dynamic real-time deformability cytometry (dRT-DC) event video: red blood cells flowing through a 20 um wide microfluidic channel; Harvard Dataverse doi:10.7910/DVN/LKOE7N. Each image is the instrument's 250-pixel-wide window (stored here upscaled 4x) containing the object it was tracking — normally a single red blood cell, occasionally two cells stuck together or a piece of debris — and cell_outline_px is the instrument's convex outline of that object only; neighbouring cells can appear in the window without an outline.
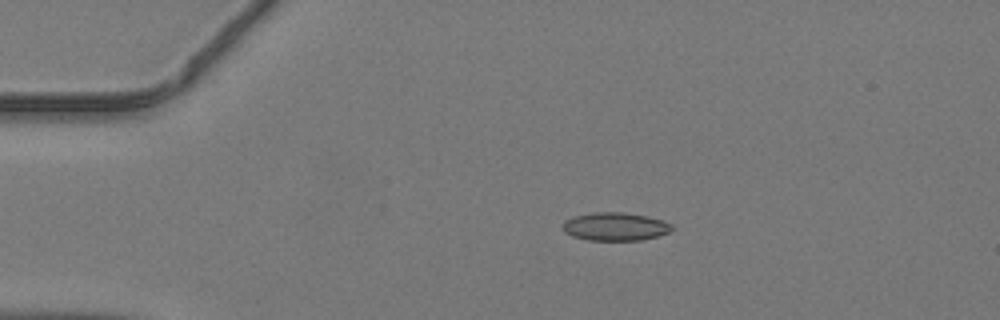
{"species": "common noctule bat (a hibernating species)", "species_latin": "Nyctalus noctula", "temperature_condition": "warm", "stored_images_in_passage": 38, "camera_frame_rate_fps": 3000, "um_per_image_px": 0.085, "animal": {"sex": "male", "body_mass_g": 19.2, "forearm_length_mm": 51.8}, "frame": {"image": 1, "passage_image": 1, "time_ms": 0.0, "image_size_px": [1000, 320], "cell_outline_px": [[672, 228], [668, 232], [656, 236], [640, 240], [588, 240], [572, 236], [564, 232], [564, 220], [576, 216], [592, 212], [624, 212], [648, 216], [664, 220], [672, 224]], "centroid_in_image_um": [52.3, 19.25], "position_along_channel_um": 32.7, "area_um2": 17.86}}
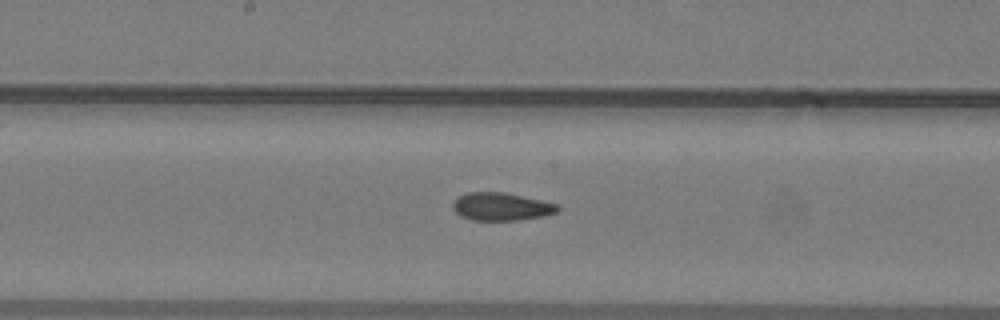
{"frame": {"image": 2, "passage_image": 16, "time_ms": 5.0, "image_size_px": [1000, 320], "cell_outline_px": [[560, 208], [556, 212], [544, 216], [520, 220], [472, 220], [460, 216], [452, 208], [452, 204], [460, 196], [468, 192], [504, 192], [560, 204]], "centroid_in_image_um": [42.63, 17.56], "position_along_channel_um": 205.6, "area_um2": 17.05}}
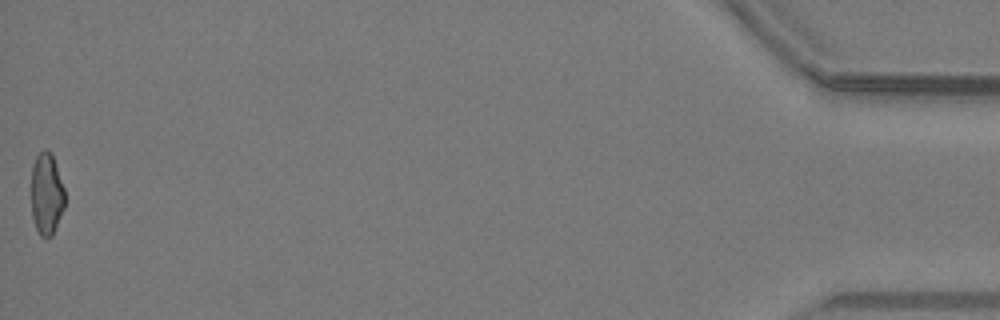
{"frame": {"image": 3, "passage_image": 38, "time_ms": 12.333, "image_size_px": [1000, 320], "cell_outline_px": [[64, 208], [52, 236], [40, 236], [36, 228], [32, 216], [32, 168], [36, 156], [44, 148], [48, 148], [52, 152], [64, 188]], "centroid_in_image_um": [3.96, 16.44], "position_along_channel_um": 431.2, "area_um2": 16.01}}